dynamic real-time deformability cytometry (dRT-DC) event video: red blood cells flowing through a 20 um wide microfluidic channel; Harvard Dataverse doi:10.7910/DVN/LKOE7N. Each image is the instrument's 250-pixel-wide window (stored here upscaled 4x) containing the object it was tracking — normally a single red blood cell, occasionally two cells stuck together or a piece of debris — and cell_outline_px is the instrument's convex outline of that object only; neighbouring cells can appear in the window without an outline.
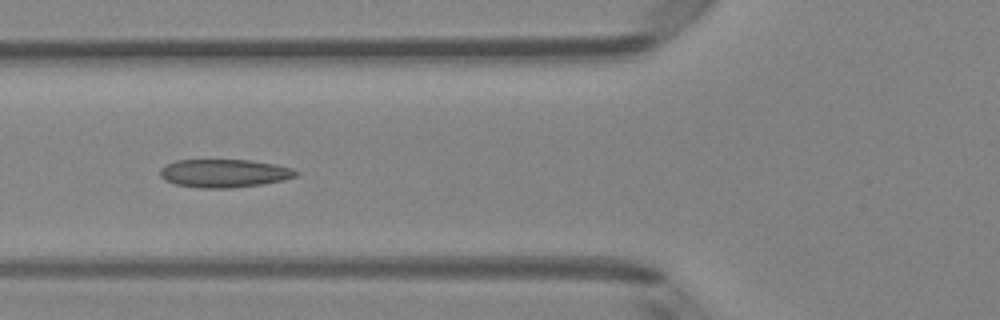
{"species": "Egyptian fruit bat (a non-hibernating species)", "species_latin": "Rousettus aegyptiacus", "temperature_condition": "room temperature", "stored_images_in_passage": 5, "camera_frame_rate_fps": 3000, "um_per_image_px": 0.085, "animal": {"sex": "female"}, "frame": {"image": 1, "passage_image": 5, "time_ms": 1.333, "image_size_px": [1000, 320], "cell_outline_px": [[300, 172], [296, 176], [284, 180], [260, 184], [232, 188], [200, 188], [176, 184], [164, 180], [160, 176], [160, 168], [176, 160], [252, 160], [276, 164], [292, 168]], "centroid_in_image_um": [19.07, 14.72], "position_along_channel_um": 106.7, "area_um2": 22.37}}